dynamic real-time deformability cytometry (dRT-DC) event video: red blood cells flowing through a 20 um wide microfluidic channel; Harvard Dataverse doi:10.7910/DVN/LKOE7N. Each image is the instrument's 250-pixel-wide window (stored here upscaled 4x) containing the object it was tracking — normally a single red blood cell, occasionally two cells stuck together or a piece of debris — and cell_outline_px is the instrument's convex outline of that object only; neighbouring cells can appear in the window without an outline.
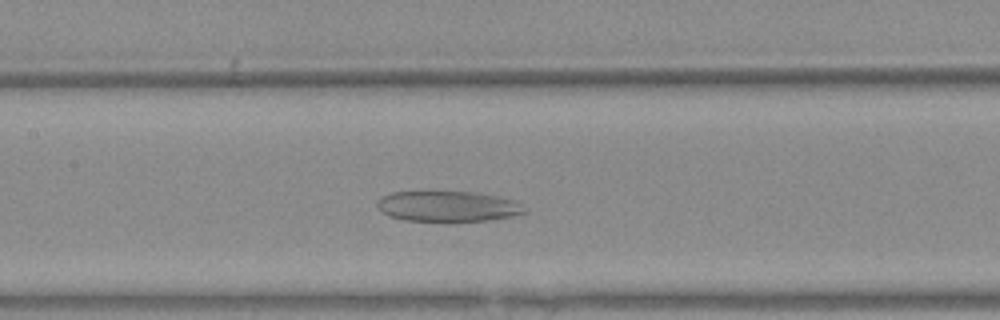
{"species": "Egyptian fruit bat (a non-hibernating species)", "species_latin": "Rousettus aegyptiacus", "temperature_condition": "warm", "stored_images_in_passage": 34, "camera_frame_rate_fps": 3000, "um_per_image_px": 0.085, "animal": {"sex": "female"}, "frame": {"image": 1, "passage_image": 17, "time_ms": 5.333, "image_size_px": [1000, 320], "cell_outline_px": [[524, 212], [512, 216], [488, 220], [456, 224], [448, 224], [408, 220], [388, 216], [380, 212], [376, 204], [384, 196], [392, 192], [432, 188], [480, 192], [512, 200]], "centroid_in_image_um": [37.94, 17.52], "position_along_channel_um": 169.5, "area_um2": 27.92}}
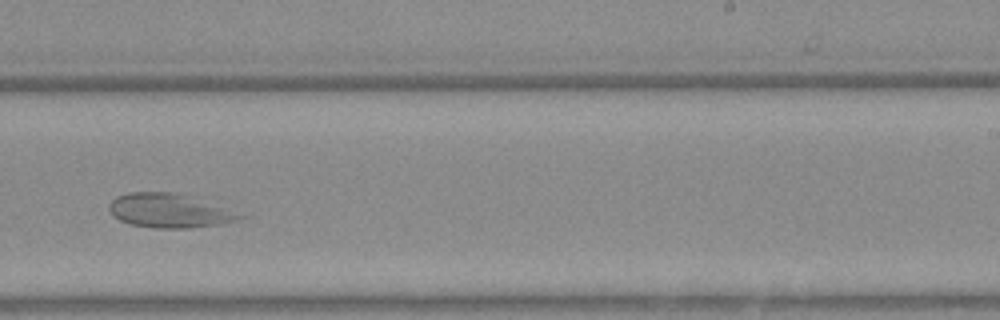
{"frame": {"image": 2, "passage_image": 25, "time_ms": 8.0, "image_size_px": [1000, 320], "cell_outline_px": [[248, 216], [220, 224], [188, 228], [152, 228], [128, 224], [112, 216], [108, 208], [108, 204], [116, 196], [128, 192], [176, 192]], "centroid_in_image_um": [14.29, 17.91], "position_along_channel_um": 274.7, "area_um2": 25.72}}
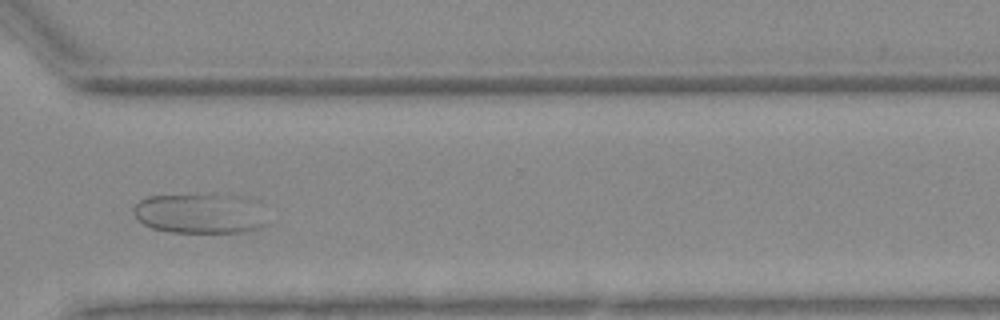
{"frame": {"image": 3, "passage_image": 31, "time_ms": 10.0, "image_size_px": [1000, 320], "cell_outline_px": [[264, 224], [260, 228], [240, 232], [168, 232], [152, 228], [144, 224], [132, 212], [132, 208], [140, 200], [148, 196], [240, 196], [248, 200]], "centroid_in_image_um": [16.81, 18.18], "position_along_channel_um": 353.8, "area_um2": 29.54}}